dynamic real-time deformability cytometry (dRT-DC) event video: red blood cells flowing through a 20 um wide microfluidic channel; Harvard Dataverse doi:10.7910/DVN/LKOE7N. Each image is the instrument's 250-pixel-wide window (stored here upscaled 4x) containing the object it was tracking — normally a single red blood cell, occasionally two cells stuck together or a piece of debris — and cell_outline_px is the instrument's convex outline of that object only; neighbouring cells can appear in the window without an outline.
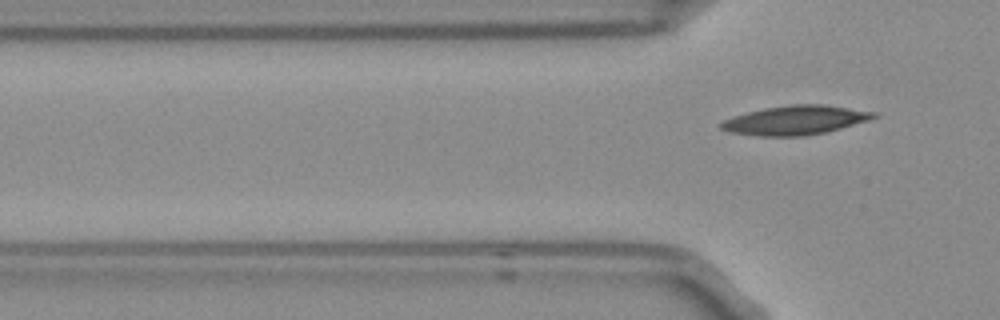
{"species": "Egyptian fruit bat (a non-hibernating species)", "species_latin": "Rousettus aegyptiacus", "temperature_condition": "room temperature", "stored_images_in_passage": 4, "camera_frame_rate_fps": 3000, "um_per_image_px": 0.085, "frame": {"image": 1, "passage_image": 4, "time_ms": 1.0, "image_size_px": [1000, 320], "cell_outline_px": [[876, 116], [868, 120], [828, 132], [804, 136], [756, 136], [728, 132], [720, 128], [716, 124], [732, 116], [764, 108], [788, 104], [824, 104], [876, 112]], "centroid_in_image_um": [67.54, 10.22], "position_along_channel_um": 58.3, "area_um2": 26.13}}